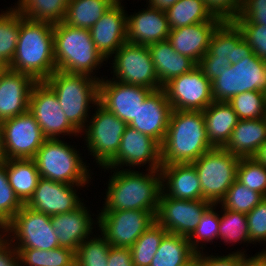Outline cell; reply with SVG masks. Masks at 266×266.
Returning a JSON list of instances; mask_svg holds the SVG:
<instances>
[{
    "instance_id": "cb8c5ba5",
    "label": "cell",
    "mask_w": 266,
    "mask_h": 266,
    "mask_svg": "<svg viewBox=\"0 0 266 266\" xmlns=\"http://www.w3.org/2000/svg\"><path fill=\"white\" fill-rule=\"evenodd\" d=\"M96 221L98 219L94 221L84 203L74 211L51 216L54 234L58 237L60 246L75 252L81 243L92 236L93 225L98 224Z\"/></svg>"
},
{
    "instance_id": "f907efd6",
    "label": "cell",
    "mask_w": 266,
    "mask_h": 266,
    "mask_svg": "<svg viewBox=\"0 0 266 266\" xmlns=\"http://www.w3.org/2000/svg\"><path fill=\"white\" fill-rule=\"evenodd\" d=\"M245 251H236L226 256L208 255L204 252L198 253V266H241V253Z\"/></svg>"
},
{
    "instance_id": "f1b7e54d",
    "label": "cell",
    "mask_w": 266,
    "mask_h": 266,
    "mask_svg": "<svg viewBox=\"0 0 266 266\" xmlns=\"http://www.w3.org/2000/svg\"><path fill=\"white\" fill-rule=\"evenodd\" d=\"M266 141V118L239 120L223 147L239 158L253 157Z\"/></svg>"
},
{
    "instance_id": "d590c367",
    "label": "cell",
    "mask_w": 266,
    "mask_h": 266,
    "mask_svg": "<svg viewBox=\"0 0 266 266\" xmlns=\"http://www.w3.org/2000/svg\"><path fill=\"white\" fill-rule=\"evenodd\" d=\"M20 266H75V251L66 247L51 250L16 249Z\"/></svg>"
},
{
    "instance_id": "ab89813d",
    "label": "cell",
    "mask_w": 266,
    "mask_h": 266,
    "mask_svg": "<svg viewBox=\"0 0 266 266\" xmlns=\"http://www.w3.org/2000/svg\"><path fill=\"white\" fill-rule=\"evenodd\" d=\"M264 198L262 194L250 190L236 179L218 204L222 205L221 209L247 214Z\"/></svg>"
},
{
    "instance_id": "7bdbcfd3",
    "label": "cell",
    "mask_w": 266,
    "mask_h": 266,
    "mask_svg": "<svg viewBox=\"0 0 266 266\" xmlns=\"http://www.w3.org/2000/svg\"><path fill=\"white\" fill-rule=\"evenodd\" d=\"M227 103L233 108L239 120L260 119L266 114V93L261 91L236 94Z\"/></svg>"
},
{
    "instance_id": "277c9868",
    "label": "cell",
    "mask_w": 266,
    "mask_h": 266,
    "mask_svg": "<svg viewBox=\"0 0 266 266\" xmlns=\"http://www.w3.org/2000/svg\"><path fill=\"white\" fill-rule=\"evenodd\" d=\"M54 57L56 70L92 76L99 81L100 77L94 74L106 61L97 51L89 29L72 27L63 21L54 24Z\"/></svg>"
},
{
    "instance_id": "74e56055",
    "label": "cell",
    "mask_w": 266,
    "mask_h": 266,
    "mask_svg": "<svg viewBox=\"0 0 266 266\" xmlns=\"http://www.w3.org/2000/svg\"><path fill=\"white\" fill-rule=\"evenodd\" d=\"M9 8L0 13V59L8 65H10L16 52L21 25V14L13 7Z\"/></svg>"
},
{
    "instance_id": "d6a6232c",
    "label": "cell",
    "mask_w": 266,
    "mask_h": 266,
    "mask_svg": "<svg viewBox=\"0 0 266 266\" xmlns=\"http://www.w3.org/2000/svg\"><path fill=\"white\" fill-rule=\"evenodd\" d=\"M68 0H18L13 8L31 21L61 23L66 15Z\"/></svg>"
},
{
    "instance_id": "7dc6e473",
    "label": "cell",
    "mask_w": 266,
    "mask_h": 266,
    "mask_svg": "<svg viewBox=\"0 0 266 266\" xmlns=\"http://www.w3.org/2000/svg\"><path fill=\"white\" fill-rule=\"evenodd\" d=\"M253 53L266 63V26L260 24H237Z\"/></svg>"
},
{
    "instance_id": "ac0fdd59",
    "label": "cell",
    "mask_w": 266,
    "mask_h": 266,
    "mask_svg": "<svg viewBox=\"0 0 266 266\" xmlns=\"http://www.w3.org/2000/svg\"><path fill=\"white\" fill-rule=\"evenodd\" d=\"M152 91L145 87L101 77L99 103L129 125L135 119L139 106Z\"/></svg>"
},
{
    "instance_id": "9c48e42d",
    "label": "cell",
    "mask_w": 266,
    "mask_h": 266,
    "mask_svg": "<svg viewBox=\"0 0 266 266\" xmlns=\"http://www.w3.org/2000/svg\"><path fill=\"white\" fill-rule=\"evenodd\" d=\"M89 123V124H88ZM128 125L114 113L108 111L99 102L95 112L87 122L81 135L86 141L89 155L95 158L97 165L105 167L117 154L121 137Z\"/></svg>"
},
{
    "instance_id": "7a4b0ae2",
    "label": "cell",
    "mask_w": 266,
    "mask_h": 266,
    "mask_svg": "<svg viewBox=\"0 0 266 266\" xmlns=\"http://www.w3.org/2000/svg\"><path fill=\"white\" fill-rule=\"evenodd\" d=\"M9 69L45 81L56 71L54 24L31 21L21 15L17 48Z\"/></svg>"
},
{
    "instance_id": "ee69618b",
    "label": "cell",
    "mask_w": 266,
    "mask_h": 266,
    "mask_svg": "<svg viewBox=\"0 0 266 266\" xmlns=\"http://www.w3.org/2000/svg\"><path fill=\"white\" fill-rule=\"evenodd\" d=\"M236 179L266 197V167L253 157L240 158Z\"/></svg>"
},
{
    "instance_id": "f35d334b",
    "label": "cell",
    "mask_w": 266,
    "mask_h": 266,
    "mask_svg": "<svg viewBox=\"0 0 266 266\" xmlns=\"http://www.w3.org/2000/svg\"><path fill=\"white\" fill-rule=\"evenodd\" d=\"M219 239L224 243H250L247 215L223 209L220 211Z\"/></svg>"
},
{
    "instance_id": "52a82bcc",
    "label": "cell",
    "mask_w": 266,
    "mask_h": 266,
    "mask_svg": "<svg viewBox=\"0 0 266 266\" xmlns=\"http://www.w3.org/2000/svg\"><path fill=\"white\" fill-rule=\"evenodd\" d=\"M240 158L224 148H212L192 162L201 183L202 200L218 204L237 178Z\"/></svg>"
},
{
    "instance_id": "e0dca14e",
    "label": "cell",
    "mask_w": 266,
    "mask_h": 266,
    "mask_svg": "<svg viewBox=\"0 0 266 266\" xmlns=\"http://www.w3.org/2000/svg\"><path fill=\"white\" fill-rule=\"evenodd\" d=\"M210 205L206 200L173 199L161 192L155 218L168 233L189 237Z\"/></svg>"
},
{
    "instance_id": "8992f818",
    "label": "cell",
    "mask_w": 266,
    "mask_h": 266,
    "mask_svg": "<svg viewBox=\"0 0 266 266\" xmlns=\"http://www.w3.org/2000/svg\"><path fill=\"white\" fill-rule=\"evenodd\" d=\"M80 152L62 139H46L33 158L41 178L72 185L90 184L91 169Z\"/></svg>"
},
{
    "instance_id": "f6af8a7d",
    "label": "cell",
    "mask_w": 266,
    "mask_h": 266,
    "mask_svg": "<svg viewBox=\"0 0 266 266\" xmlns=\"http://www.w3.org/2000/svg\"><path fill=\"white\" fill-rule=\"evenodd\" d=\"M24 204L15 195L10 186L6 162L0 161V229L2 230L22 208Z\"/></svg>"
},
{
    "instance_id": "7402d4cb",
    "label": "cell",
    "mask_w": 266,
    "mask_h": 266,
    "mask_svg": "<svg viewBox=\"0 0 266 266\" xmlns=\"http://www.w3.org/2000/svg\"><path fill=\"white\" fill-rule=\"evenodd\" d=\"M37 81L30 75L8 70L0 77V121L28 111L30 93Z\"/></svg>"
},
{
    "instance_id": "9f6ffc18",
    "label": "cell",
    "mask_w": 266,
    "mask_h": 266,
    "mask_svg": "<svg viewBox=\"0 0 266 266\" xmlns=\"http://www.w3.org/2000/svg\"><path fill=\"white\" fill-rule=\"evenodd\" d=\"M146 6L159 9L162 11L168 10L172 5H174L178 0H147Z\"/></svg>"
},
{
    "instance_id": "8d00e7d4",
    "label": "cell",
    "mask_w": 266,
    "mask_h": 266,
    "mask_svg": "<svg viewBox=\"0 0 266 266\" xmlns=\"http://www.w3.org/2000/svg\"><path fill=\"white\" fill-rule=\"evenodd\" d=\"M167 233L155 221L130 247L133 266H150L161 240Z\"/></svg>"
},
{
    "instance_id": "9a60e30c",
    "label": "cell",
    "mask_w": 266,
    "mask_h": 266,
    "mask_svg": "<svg viewBox=\"0 0 266 266\" xmlns=\"http://www.w3.org/2000/svg\"><path fill=\"white\" fill-rule=\"evenodd\" d=\"M163 89L172 110L203 111L214 102L211 81L198 66L171 79Z\"/></svg>"
},
{
    "instance_id": "3957f363",
    "label": "cell",
    "mask_w": 266,
    "mask_h": 266,
    "mask_svg": "<svg viewBox=\"0 0 266 266\" xmlns=\"http://www.w3.org/2000/svg\"><path fill=\"white\" fill-rule=\"evenodd\" d=\"M212 148L202 111L172 110L161 144L162 165L192 163Z\"/></svg>"
},
{
    "instance_id": "b9f144b4",
    "label": "cell",
    "mask_w": 266,
    "mask_h": 266,
    "mask_svg": "<svg viewBox=\"0 0 266 266\" xmlns=\"http://www.w3.org/2000/svg\"><path fill=\"white\" fill-rule=\"evenodd\" d=\"M218 204H211L205 212L202 214L200 222L194 232L188 237L190 246L195 253L203 252L205 249L203 246L212 242L216 238L219 239V222L220 214L219 211H215ZM203 243V244H202ZM202 251H201V250Z\"/></svg>"
},
{
    "instance_id": "836d02e7",
    "label": "cell",
    "mask_w": 266,
    "mask_h": 266,
    "mask_svg": "<svg viewBox=\"0 0 266 266\" xmlns=\"http://www.w3.org/2000/svg\"><path fill=\"white\" fill-rule=\"evenodd\" d=\"M194 254L188 237L167 233L161 240L150 266H180Z\"/></svg>"
},
{
    "instance_id": "44dd1931",
    "label": "cell",
    "mask_w": 266,
    "mask_h": 266,
    "mask_svg": "<svg viewBox=\"0 0 266 266\" xmlns=\"http://www.w3.org/2000/svg\"><path fill=\"white\" fill-rule=\"evenodd\" d=\"M171 112L172 107L165 90H154L139 106L136 117L129 126L152 137L161 145L167 133Z\"/></svg>"
},
{
    "instance_id": "f546056e",
    "label": "cell",
    "mask_w": 266,
    "mask_h": 266,
    "mask_svg": "<svg viewBox=\"0 0 266 266\" xmlns=\"http://www.w3.org/2000/svg\"><path fill=\"white\" fill-rule=\"evenodd\" d=\"M202 112L209 143L215 148H223L239 121L237 114L227 102L215 101Z\"/></svg>"
},
{
    "instance_id": "d6986e66",
    "label": "cell",
    "mask_w": 266,
    "mask_h": 266,
    "mask_svg": "<svg viewBox=\"0 0 266 266\" xmlns=\"http://www.w3.org/2000/svg\"><path fill=\"white\" fill-rule=\"evenodd\" d=\"M77 189H76V187ZM88 185H72L40 178L33 196L25 204L29 208L53 216L74 211L84 202L78 188Z\"/></svg>"
},
{
    "instance_id": "83f0119b",
    "label": "cell",
    "mask_w": 266,
    "mask_h": 266,
    "mask_svg": "<svg viewBox=\"0 0 266 266\" xmlns=\"http://www.w3.org/2000/svg\"><path fill=\"white\" fill-rule=\"evenodd\" d=\"M148 47L162 87L171 79L192 71L198 65L188 56L175 51L168 40L156 42Z\"/></svg>"
},
{
    "instance_id": "681fc988",
    "label": "cell",
    "mask_w": 266,
    "mask_h": 266,
    "mask_svg": "<svg viewBox=\"0 0 266 266\" xmlns=\"http://www.w3.org/2000/svg\"><path fill=\"white\" fill-rule=\"evenodd\" d=\"M206 6L214 17L223 21H234L242 6V0H206Z\"/></svg>"
},
{
    "instance_id": "4316f807",
    "label": "cell",
    "mask_w": 266,
    "mask_h": 266,
    "mask_svg": "<svg viewBox=\"0 0 266 266\" xmlns=\"http://www.w3.org/2000/svg\"><path fill=\"white\" fill-rule=\"evenodd\" d=\"M208 52L215 59L230 60L233 65L249 57L253 50L234 21H223L211 36Z\"/></svg>"
},
{
    "instance_id": "4fadbf2b",
    "label": "cell",
    "mask_w": 266,
    "mask_h": 266,
    "mask_svg": "<svg viewBox=\"0 0 266 266\" xmlns=\"http://www.w3.org/2000/svg\"><path fill=\"white\" fill-rule=\"evenodd\" d=\"M28 111L34 116L47 139H60L62 135L76 137L80 134L67 120L55 92L45 81L34 84Z\"/></svg>"
},
{
    "instance_id": "4dcf8cb0",
    "label": "cell",
    "mask_w": 266,
    "mask_h": 266,
    "mask_svg": "<svg viewBox=\"0 0 266 266\" xmlns=\"http://www.w3.org/2000/svg\"><path fill=\"white\" fill-rule=\"evenodd\" d=\"M10 186L18 199L26 204L41 178L34 159H5Z\"/></svg>"
},
{
    "instance_id": "ba28073f",
    "label": "cell",
    "mask_w": 266,
    "mask_h": 266,
    "mask_svg": "<svg viewBox=\"0 0 266 266\" xmlns=\"http://www.w3.org/2000/svg\"><path fill=\"white\" fill-rule=\"evenodd\" d=\"M1 233L15 249L51 250L60 247L51 216L37 212L25 204Z\"/></svg>"
},
{
    "instance_id": "db71d44e",
    "label": "cell",
    "mask_w": 266,
    "mask_h": 266,
    "mask_svg": "<svg viewBox=\"0 0 266 266\" xmlns=\"http://www.w3.org/2000/svg\"><path fill=\"white\" fill-rule=\"evenodd\" d=\"M107 266H133L130 248L111 246Z\"/></svg>"
},
{
    "instance_id": "ffe728a7",
    "label": "cell",
    "mask_w": 266,
    "mask_h": 266,
    "mask_svg": "<svg viewBox=\"0 0 266 266\" xmlns=\"http://www.w3.org/2000/svg\"><path fill=\"white\" fill-rule=\"evenodd\" d=\"M89 31L97 51L108 62L127 42V11L123 3L116 1Z\"/></svg>"
},
{
    "instance_id": "2e32d148",
    "label": "cell",
    "mask_w": 266,
    "mask_h": 266,
    "mask_svg": "<svg viewBox=\"0 0 266 266\" xmlns=\"http://www.w3.org/2000/svg\"><path fill=\"white\" fill-rule=\"evenodd\" d=\"M148 163V164H147ZM147 164V170H160L161 145L152 137L137 129L126 127L121 137L119 150L115 157L103 168L135 169ZM141 165V166H140Z\"/></svg>"
},
{
    "instance_id": "94428289",
    "label": "cell",
    "mask_w": 266,
    "mask_h": 266,
    "mask_svg": "<svg viewBox=\"0 0 266 266\" xmlns=\"http://www.w3.org/2000/svg\"><path fill=\"white\" fill-rule=\"evenodd\" d=\"M3 160V135H2V122L0 121V161Z\"/></svg>"
},
{
    "instance_id": "11a10c76",
    "label": "cell",
    "mask_w": 266,
    "mask_h": 266,
    "mask_svg": "<svg viewBox=\"0 0 266 266\" xmlns=\"http://www.w3.org/2000/svg\"><path fill=\"white\" fill-rule=\"evenodd\" d=\"M241 266H266V248L252 257L241 253Z\"/></svg>"
},
{
    "instance_id": "f5cc1de1",
    "label": "cell",
    "mask_w": 266,
    "mask_h": 266,
    "mask_svg": "<svg viewBox=\"0 0 266 266\" xmlns=\"http://www.w3.org/2000/svg\"><path fill=\"white\" fill-rule=\"evenodd\" d=\"M0 266H20L18 252L2 233H0Z\"/></svg>"
},
{
    "instance_id": "60d3db41",
    "label": "cell",
    "mask_w": 266,
    "mask_h": 266,
    "mask_svg": "<svg viewBox=\"0 0 266 266\" xmlns=\"http://www.w3.org/2000/svg\"><path fill=\"white\" fill-rule=\"evenodd\" d=\"M93 235L78 246L75 266H107L111 245L102 234Z\"/></svg>"
},
{
    "instance_id": "bcb514c9",
    "label": "cell",
    "mask_w": 266,
    "mask_h": 266,
    "mask_svg": "<svg viewBox=\"0 0 266 266\" xmlns=\"http://www.w3.org/2000/svg\"><path fill=\"white\" fill-rule=\"evenodd\" d=\"M247 215L250 243L266 244V197Z\"/></svg>"
},
{
    "instance_id": "e575fe53",
    "label": "cell",
    "mask_w": 266,
    "mask_h": 266,
    "mask_svg": "<svg viewBox=\"0 0 266 266\" xmlns=\"http://www.w3.org/2000/svg\"><path fill=\"white\" fill-rule=\"evenodd\" d=\"M171 30L209 20H220L213 16L203 0H178L165 11Z\"/></svg>"
},
{
    "instance_id": "603a6c76",
    "label": "cell",
    "mask_w": 266,
    "mask_h": 266,
    "mask_svg": "<svg viewBox=\"0 0 266 266\" xmlns=\"http://www.w3.org/2000/svg\"><path fill=\"white\" fill-rule=\"evenodd\" d=\"M165 11L152 8L142 9L137 13H127V42L149 46L166 41L170 33Z\"/></svg>"
},
{
    "instance_id": "91938a15",
    "label": "cell",
    "mask_w": 266,
    "mask_h": 266,
    "mask_svg": "<svg viewBox=\"0 0 266 266\" xmlns=\"http://www.w3.org/2000/svg\"><path fill=\"white\" fill-rule=\"evenodd\" d=\"M9 70V65L0 59V77H2Z\"/></svg>"
},
{
    "instance_id": "7c38bea8",
    "label": "cell",
    "mask_w": 266,
    "mask_h": 266,
    "mask_svg": "<svg viewBox=\"0 0 266 266\" xmlns=\"http://www.w3.org/2000/svg\"><path fill=\"white\" fill-rule=\"evenodd\" d=\"M96 218L98 230L111 246L129 248L156 221L145 210L101 211Z\"/></svg>"
},
{
    "instance_id": "5bb4252c",
    "label": "cell",
    "mask_w": 266,
    "mask_h": 266,
    "mask_svg": "<svg viewBox=\"0 0 266 266\" xmlns=\"http://www.w3.org/2000/svg\"><path fill=\"white\" fill-rule=\"evenodd\" d=\"M2 135L3 160L33 159L47 139L29 111L2 121Z\"/></svg>"
},
{
    "instance_id": "c3c4849f",
    "label": "cell",
    "mask_w": 266,
    "mask_h": 266,
    "mask_svg": "<svg viewBox=\"0 0 266 266\" xmlns=\"http://www.w3.org/2000/svg\"><path fill=\"white\" fill-rule=\"evenodd\" d=\"M236 24H260L266 26V0H242Z\"/></svg>"
},
{
    "instance_id": "6f0895ef",
    "label": "cell",
    "mask_w": 266,
    "mask_h": 266,
    "mask_svg": "<svg viewBox=\"0 0 266 266\" xmlns=\"http://www.w3.org/2000/svg\"><path fill=\"white\" fill-rule=\"evenodd\" d=\"M253 158L266 167V141L259 147Z\"/></svg>"
},
{
    "instance_id": "680465c9",
    "label": "cell",
    "mask_w": 266,
    "mask_h": 266,
    "mask_svg": "<svg viewBox=\"0 0 266 266\" xmlns=\"http://www.w3.org/2000/svg\"><path fill=\"white\" fill-rule=\"evenodd\" d=\"M180 266H198V253H195L186 263Z\"/></svg>"
},
{
    "instance_id": "5b68a950",
    "label": "cell",
    "mask_w": 266,
    "mask_h": 266,
    "mask_svg": "<svg viewBox=\"0 0 266 266\" xmlns=\"http://www.w3.org/2000/svg\"><path fill=\"white\" fill-rule=\"evenodd\" d=\"M45 82L55 92L69 123L82 133L90 118V107L95 108L99 102V80L56 70Z\"/></svg>"
},
{
    "instance_id": "1f68e13d",
    "label": "cell",
    "mask_w": 266,
    "mask_h": 266,
    "mask_svg": "<svg viewBox=\"0 0 266 266\" xmlns=\"http://www.w3.org/2000/svg\"><path fill=\"white\" fill-rule=\"evenodd\" d=\"M116 0H68L63 22L69 26L90 29Z\"/></svg>"
},
{
    "instance_id": "6da1fadb",
    "label": "cell",
    "mask_w": 266,
    "mask_h": 266,
    "mask_svg": "<svg viewBox=\"0 0 266 266\" xmlns=\"http://www.w3.org/2000/svg\"><path fill=\"white\" fill-rule=\"evenodd\" d=\"M111 170L104 206L100 211L145 210L155 217L162 192L160 170L146 174L134 169L102 168Z\"/></svg>"
},
{
    "instance_id": "816d5d0a",
    "label": "cell",
    "mask_w": 266,
    "mask_h": 266,
    "mask_svg": "<svg viewBox=\"0 0 266 266\" xmlns=\"http://www.w3.org/2000/svg\"><path fill=\"white\" fill-rule=\"evenodd\" d=\"M231 65L230 60L215 59L207 52L198 63V67L203 71V74L212 82L220 76V72Z\"/></svg>"
},
{
    "instance_id": "484cf974",
    "label": "cell",
    "mask_w": 266,
    "mask_h": 266,
    "mask_svg": "<svg viewBox=\"0 0 266 266\" xmlns=\"http://www.w3.org/2000/svg\"><path fill=\"white\" fill-rule=\"evenodd\" d=\"M221 20H209L170 30L168 42L178 53L188 56L197 64L208 52L211 36Z\"/></svg>"
},
{
    "instance_id": "d4e9b609",
    "label": "cell",
    "mask_w": 266,
    "mask_h": 266,
    "mask_svg": "<svg viewBox=\"0 0 266 266\" xmlns=\"http://www.w3.org/2000/svg\"><path fill=\"white\" fill-rule=\"evenodd\" d=\"M162 193L173 199L202 200L201 183L192 163L162 165Z\"/></svg>"
},
{
    "instance_id": "8fae6325",
    "label": "cell",
    "mask_w": 266,
    "mask_h": 266,
    "mask_svg": "<svg viewBox=\"0 0 266 266\" xmlns=\"http://www.w3.org/2000/svg\"><path fill=\"white\" fill-rule=\"evenodd\" d=\"M114 54V59L111 58L112 79L153 91L163 88L156 75L148 46L125 42Z\"/></svg>"
},
{
    "instance_id": "30bf717a",
    "label": "cell",
    "mask_w": 266,
    "mask_h": 266,
    "mask_svg": "<svg viewBox=\"0 0 266 266\" xmlns=\"http://www.w3.org/2000/svg\"><path fill=\"white\" fill-rule=\"evenodd\" d=\"M211 84L215 102H228L236 94L247 91L266 93V63L252 53L223 69Z\"/></svg>"
}]
</instances>
